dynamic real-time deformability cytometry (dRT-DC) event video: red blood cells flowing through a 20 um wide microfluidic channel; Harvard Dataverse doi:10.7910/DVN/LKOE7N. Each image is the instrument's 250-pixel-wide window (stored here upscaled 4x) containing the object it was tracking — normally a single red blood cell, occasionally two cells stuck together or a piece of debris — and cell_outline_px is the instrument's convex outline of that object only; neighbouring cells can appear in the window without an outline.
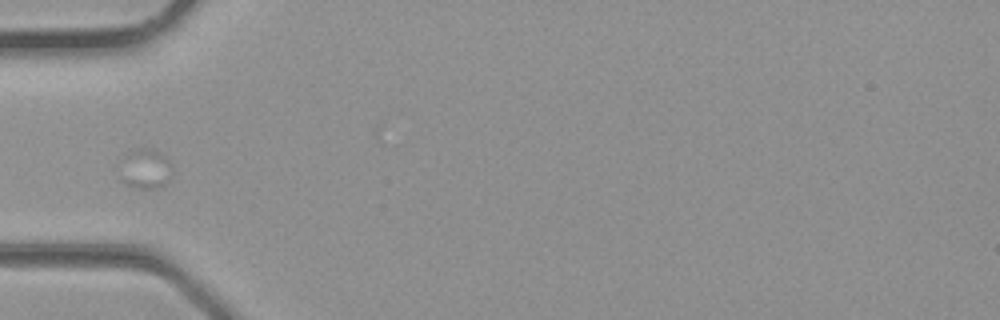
{"species": "common noctule bat (a hibernating species)", "species_latin": "Nyctalus noctula", "temperature_condition": "room temperature", "stored_images_in_passage": 2, "camera_frame_rate_fps": 3000, "um_per_image_px": 0.085, "animal": {"sex": "male", "body_mass_g": 23.1, "forearm_length_mm": 52.7}, "frame": {"image": 1, "passage_image": 1, "time_ms": 0.0, "image_size_px": [1000, 320], "cell_outline_px": [[172, 176], [160, 188], [132, 188], [116, 180], [128, 156], [132, 152], [140, 148], [148, 148], [160, 152], [172, 164]], "centroid_in_image_um": [12.38, 14.42], "position_along_channel_um": 72.6, "area_um2": 12.14}}